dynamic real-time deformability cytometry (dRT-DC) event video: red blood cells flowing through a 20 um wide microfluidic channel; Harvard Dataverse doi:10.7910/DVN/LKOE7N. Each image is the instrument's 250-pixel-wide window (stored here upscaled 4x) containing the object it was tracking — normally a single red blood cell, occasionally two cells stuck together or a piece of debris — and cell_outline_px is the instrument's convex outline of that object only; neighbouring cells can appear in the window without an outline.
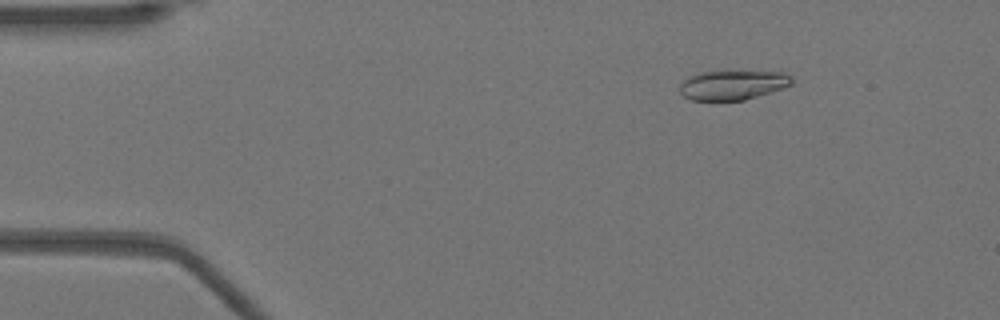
{"species": "Egyptian fruit bat (a non-hibernating species)", "species_latin": "Rousettus aegyptiacus", "temperature_condition": "warm", "stored_images_in_passage": 48, "camera_frame_rate_fps": 3000, "um_per_image_px": 0.085, "animal": {"sex": "female"}, "frame": {"image": 1, "passage_image": 4, "time_ms": 1.0, "image_size_px": [1000, 320], "cell_outline_px": [[792, 84], [784, 88], [772, 92], [744, 100], [692, 100], [684, 96], [680, 92], [680, 84], [688, 76], [700, 72], [784, 72], [792, 76]], "centroid_in_image_um": [62.29, 7.23], "position_along_channel_um": 22.7, "area_um2": 19.13}}
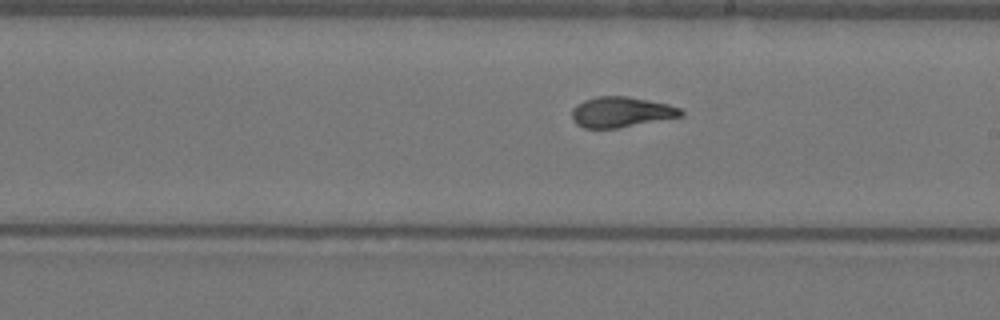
{"frame": {"image": 2, "passage_image": 26, "time_ms": 8.333, "image_size_px": [1000, 320], "cell_outline_px": [[684, 116], [616, 128], [584, 128], [576, 124], [572, 120], [572, 108], [576, 104], [584, 100], [596, 96], [628, 96], [668, 104], [680, 108], [684, 112]], "centroid_in_image_um": [52.78, 9.52], "position_along_channel_um": 236.2, "area_um2": 19.42}}
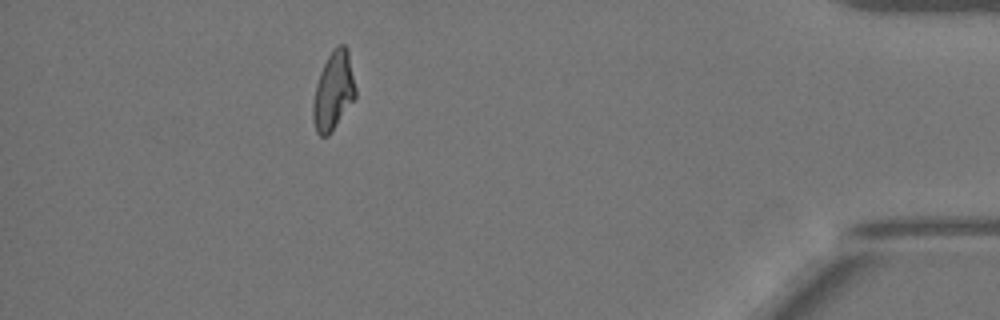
{"frame": {"image": 3, "passage_image": 43, "time_ms": 14.0, "image_size_px": [1000, 320], "cell_outline_px": [[356, 96], [332, 132], [328, 136], [320, 136], [316, 132], [312, 120], [312, 104], [316, 84], [320, 72], [328, 56], [336, 44], [344, 44], [348, 48], [356, 88]], "centroid_in_image_um": [28.34, 7.73], "position_along_channel_um": 406.9, "area_um2": 19.65}, "authors_computed_cell_mechanics": {"area_um2": 19.652, "velocity_mm_per_s": 3.9434, "shape_relaxation_time_tau1_ms": 6.5331, "shape_relaxation_time_tau2_ms": 0.6501, "deformation_change_tau1": 0.2223, "deformation_change_tau2": 0.0515}}